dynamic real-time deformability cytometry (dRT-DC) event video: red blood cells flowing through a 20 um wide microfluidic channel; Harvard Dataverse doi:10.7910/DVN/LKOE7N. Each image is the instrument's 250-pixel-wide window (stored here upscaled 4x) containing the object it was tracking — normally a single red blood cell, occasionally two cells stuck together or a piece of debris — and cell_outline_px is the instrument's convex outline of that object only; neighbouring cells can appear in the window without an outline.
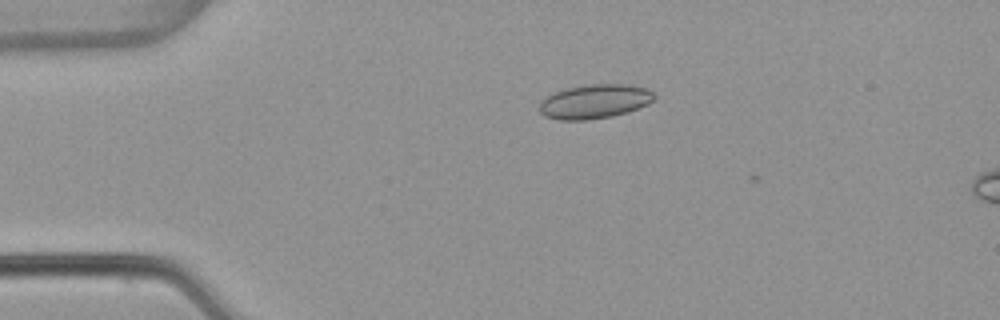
{"species": "common noctule bat (a hibernating species)", "species_latin": "Nyctalus noctula", "temperature_condition": "warm", "stored_images_in_passage": 3, "camera_frame_rate_fps": 3000, "um_per_image_px": 0.085, "animal": {"sex": "female", "body_mass_g": 22.7, "forearm_length_mm": 54.2}, "frame": {"image": 1, "passage_image": 2, "time_ms": 0.333, "image_size_px": [1000, 320], "cell_outline_px": [[656, 96], [648, 104], [628, 112], [612, 116], [584, 120], [560, 120], [544, 116], [540, 112], [540, 100], [556, 92], [568, 88], [588, 84], [628, 84], [644, 88], [652, 92]], "centroid_in_image_um": [50.54, 8.63], "position_along_channel_um": 34.5, "area_um2": 22.72}}